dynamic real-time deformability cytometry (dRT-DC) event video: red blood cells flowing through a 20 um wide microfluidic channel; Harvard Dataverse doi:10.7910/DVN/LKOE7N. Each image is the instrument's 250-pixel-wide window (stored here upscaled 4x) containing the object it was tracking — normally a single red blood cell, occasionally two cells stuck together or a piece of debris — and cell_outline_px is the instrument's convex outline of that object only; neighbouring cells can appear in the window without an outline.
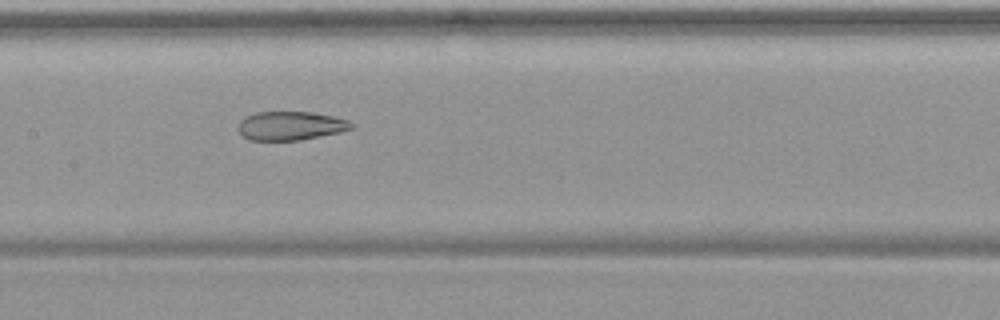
{"species": "common noctule bat (a hibernating species)", "species_latin": "Nyctalus noctula", "temperature_condition": "warm", "stored_images_in_passage": 54, "camera_frame_rate_fps": 3000, "um_per_image_px": 0.085, "animal": {"sex": "female", "body_mass_g": 19.9}, "frame": {"image": 1, "passage_image": 27, "time_ms": 8.667, "image_size_px": [1000, 320], "cell_outline_px": [[356, 124], [352, 128], [340, 132], [300, 140], [248, 140], [236, 128], [236, 124], [244, 116], [256, 112], [312, 112], [332, 116], [348, 120]], "centroid_in_image_um": [24.67, 10.68], "position_along_channel_um": 182.7, "area_um2": 19.13}}
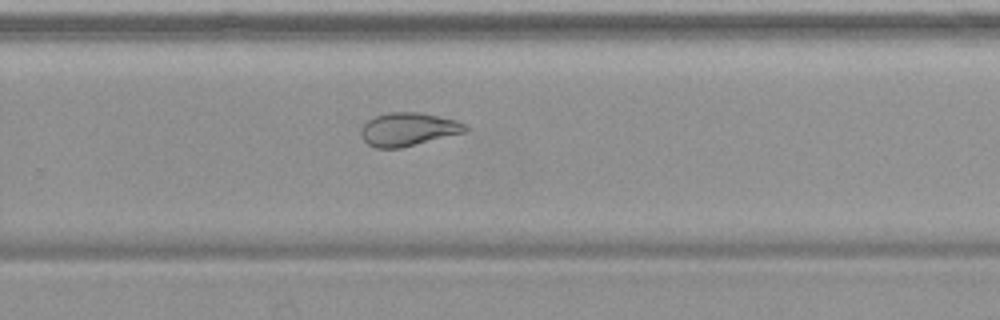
{"frame": {"image": 2, "passage_image": 36, "time_ms": 11.667, "image_size_px": [1000, 320], "cell_outline_px": [[468, 132], [400, 148], [376, 148], [368, 144], [360, 136], [360, 132], [364, 124], [368, 120], [376, 116], [388, 112], [420, 112], [456, 120], [468, 124]], "centroid_in_image_um": [34.73, 10.99], "position_along_channel_um": 295.1, "area_um2": 20.4}}
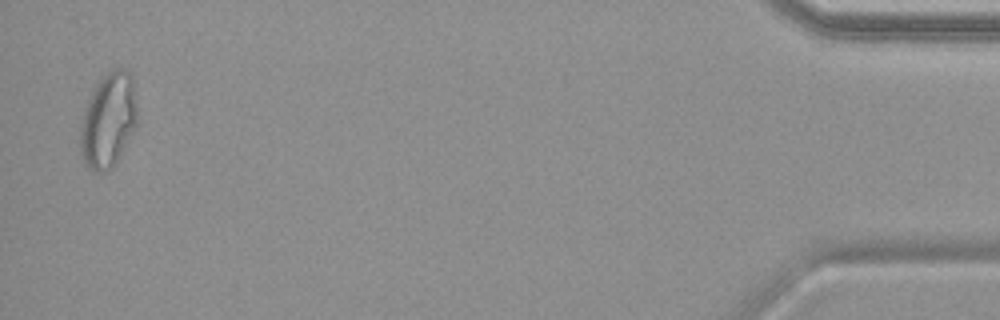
{"frame": {"image": 3, "passage_image": 53, "time_ms": 17.333, "image_size_px": [1000, 320], "cell_outline_px": [[136, 128], [116, 164], [112, 168], [104, 172], [92, 172], [84, 164], [80, 148], [80, 124], [88, 100], [96, 84], [104, 72], [116, 68], [128, 68], [132, 76], [136, 100]], "centroid_in_image_um": [9.21, 10.23], "position_along_channel_um": 426.0, "area_um2": 31.96}, "authors_computed_cell_mechanics": {"area_um2": 26.3279, "velocity_mm_per_s": 3.762, "shape_relaxation_time_tau1_ms": null, "shape_relaxation_time_tau2_ms": 2.2094, "deformation_change_tau1": null, "deformation_change_tau2": 0.0973}}